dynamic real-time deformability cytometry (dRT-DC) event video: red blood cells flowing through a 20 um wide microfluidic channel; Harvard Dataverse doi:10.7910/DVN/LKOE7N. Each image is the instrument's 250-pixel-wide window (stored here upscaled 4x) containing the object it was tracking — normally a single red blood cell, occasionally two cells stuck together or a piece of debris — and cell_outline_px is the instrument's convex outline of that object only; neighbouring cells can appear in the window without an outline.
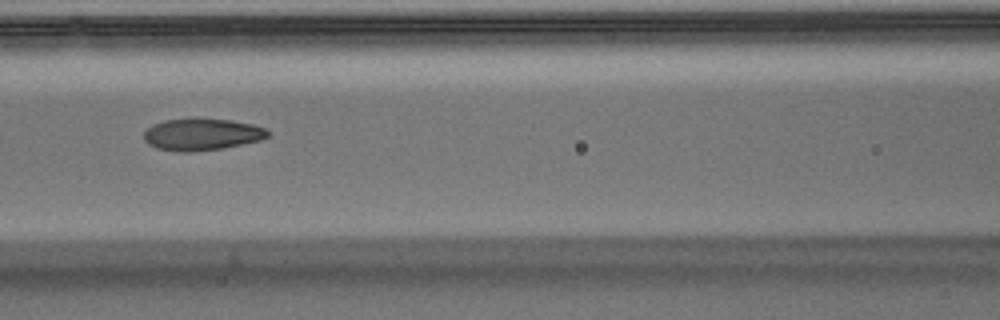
{"species": "Egyptian fruit bat (a non-hibernating species)", "species_latin": "Rousettus aegyptiacus", "temperature_condition": "warm", "stored_images_in_passage": 35, "camera_frame_rate_fps": 3000, "um_per_image_px": 0.085, "animal": {"sex": "male"}, "frame": {"image": 1, "passage_image": 8, "time_ms": 2.333, "image_size_px": [1000, 320], "cell_outline_px": [[268, 136], [260, 140], [224, 148], [192, 152], [176, 152], [156, 148], [148, 144], [144, 140], [144, 132], [152, 124], [164, 120], [196, 116], [232, 120], [252, 124], [264, 128], [268, 132]], "centroid_in_image_um": [17.11, 11.4], "position_along_channel_um": 149.5, "area_um2": 23.64}}
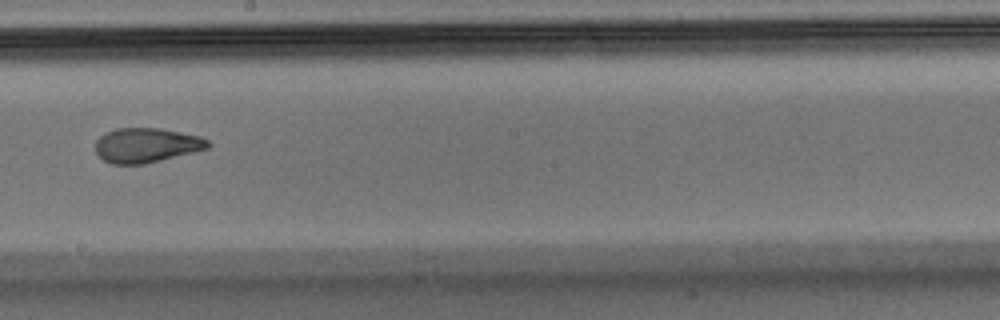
{"frame": {"image": 2, "passage_image": 14, "time_ms": 4.333, "image_size_px": [1000, 320], "cell_outline_px": [[212, 144], [208, 148], [144, 164], [112, 164], [104, 160], [96, 152], [96, 140], [100, 136], [116, 128], [160, 128], [200, 136], [208, 140]], "centroid_in_image_um": [12.45, 12.34], "position_along_channel_um": 235.8, "area_um2": 22.48}}
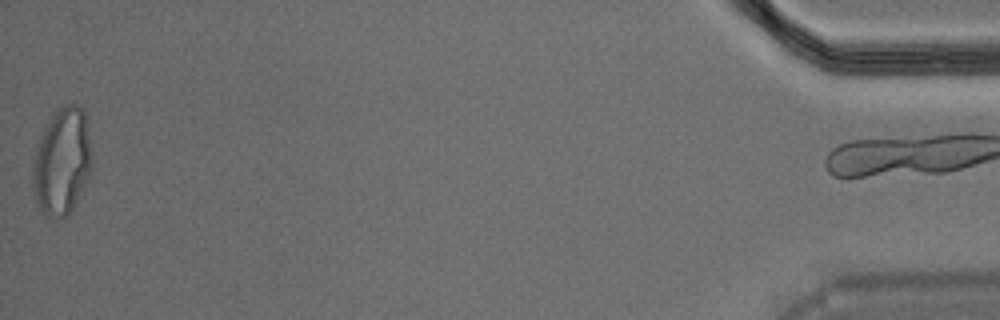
{"frame": {"image": 3, "passage_image": 34, "time_ms": 11.0, "image_size_px": [1000, 320], "cell_outline_px": [[92, 168], [68, 216], [44, 216], [40, 212], [32, 188], [32, 160], [40, 136], [52, 112], [64, 104], [76, 104], [84, 112], [92, 160]], "centroid_in_image_um": [5.22, 13.71], "position_along_channel_um": 430.0, "area_um2": 36.7}}